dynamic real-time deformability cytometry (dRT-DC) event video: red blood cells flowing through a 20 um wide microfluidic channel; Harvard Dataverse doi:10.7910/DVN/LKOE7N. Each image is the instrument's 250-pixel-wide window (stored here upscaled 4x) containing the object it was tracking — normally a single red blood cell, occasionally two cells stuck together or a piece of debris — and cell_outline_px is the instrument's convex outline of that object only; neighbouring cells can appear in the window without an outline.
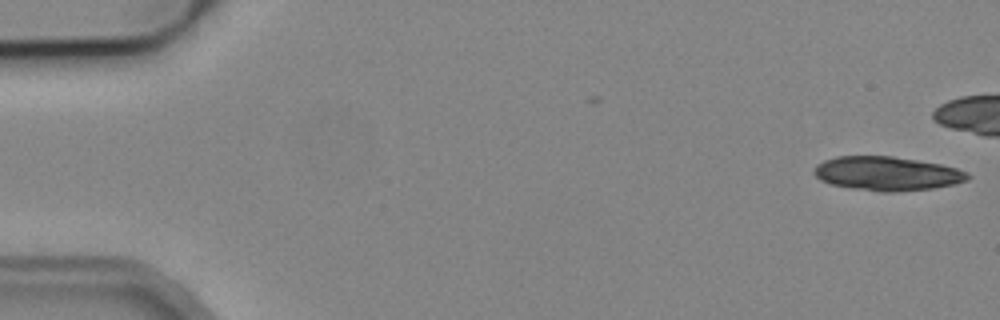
{"species": "common noctule bat (a hibernating species)", "species_latin": "Nyctalus noctula", "temperature_condition": "cold", "stored_images_in_passage": 2, "camera_frame_rate_fps": 3000, "um_per_image_px": 0.085, "animal": {"sex": "male", "body_mass_g": 19.2, "forearm_length_mm": 51.8}, "frame": {"image": 1, "passage_image": 2, "time_ms": 1.333, "image_size_px": [1000, 320], "cell_outline_px": [[972, 176], [968, 180], [956, 184], [932, 188], [896, 192], [880, 192], [852, 188], [832, 184], [820, 180], [812, 172], [816, 164], [824, 160], [836, 156], [892, 156], [940, 164], [956, 168], [968, 172]], "centroid_in_image_um": [75.4, 14.75], "position_along_channel_um": 9.6, "area_um2": 30.58}}